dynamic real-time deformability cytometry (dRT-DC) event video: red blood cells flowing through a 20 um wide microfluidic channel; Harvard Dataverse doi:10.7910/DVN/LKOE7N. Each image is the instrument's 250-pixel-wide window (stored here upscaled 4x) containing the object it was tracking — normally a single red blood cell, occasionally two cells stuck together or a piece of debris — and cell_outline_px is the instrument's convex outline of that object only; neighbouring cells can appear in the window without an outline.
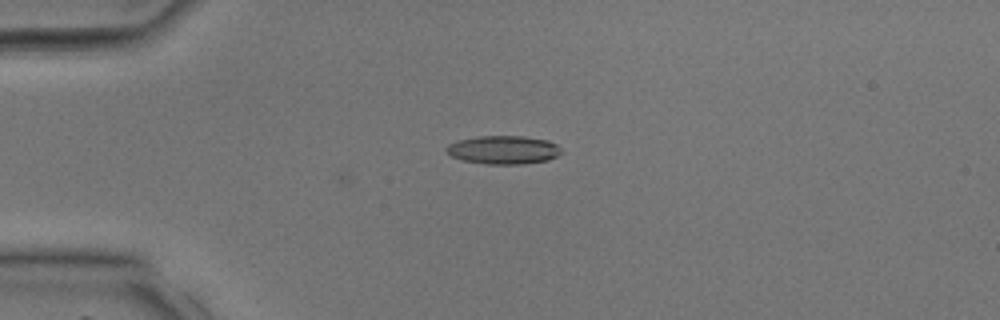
{"species": "common noctule bat (a hibernating species)", "species_latin": "Nyctalus noctula", "temperature_condition": "room temperature", "stored_images_in_passage": 2, "camera_frame_rate_fps": 3000, "um_per_image_px": 0.085, "animal": {"sex": "male", "body_mass_g": 17.9, "forearm_length_mm": 54.2}, "frame": {"image": 1, "passage_image": 2, "time_ms": 0.333, "image_size_px": [1000, 320], "cell_outline_px": [[564, 152], [548, 160], [524, 164], [484, 164], [464, 160], [452, 156], [444, 148], [448, 144], [460, 140], [476, 136], [524, 136], [548, 140], [556, 144]], "centroid_in_image_um": [42.82, 12.74], "position_along_channel_um": 42.2, "area_um2": 19.07}}